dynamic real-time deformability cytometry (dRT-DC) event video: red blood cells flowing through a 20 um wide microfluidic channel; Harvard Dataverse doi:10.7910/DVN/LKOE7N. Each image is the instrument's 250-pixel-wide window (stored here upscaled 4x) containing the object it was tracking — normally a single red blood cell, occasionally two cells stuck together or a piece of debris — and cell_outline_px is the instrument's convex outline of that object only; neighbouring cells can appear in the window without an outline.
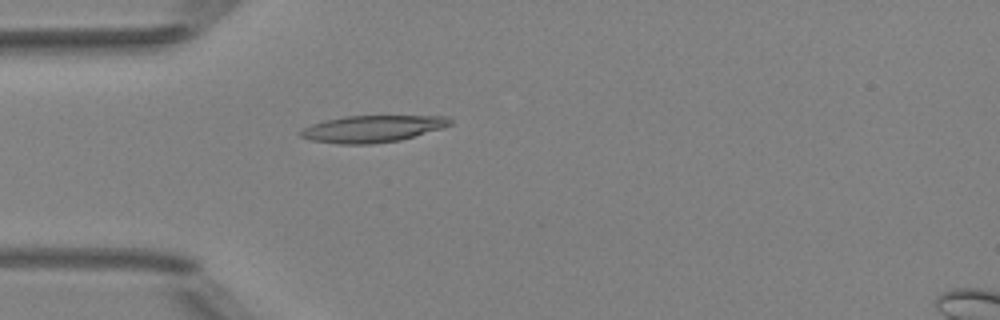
{"species": "Egyptian fruit bat (a non-hibernating species)", "species_latin": "Rousettus aegyptiacus", "temperature_condition": "room temperature", "stored_images_in_passage": 2, "camera_frame_rate_fps": 3000, "um_per_image_px": 0.085, "animal": {"sex": "female"}, "frame": {"image": 1, "passage_image": 2, "time_ms": 1.333, "image_size_px": [1000, 320], "cell_outline_px": [[452, 124], [444, 128], [400, 140], [372, 144], [340, 144], [312, 140], [300, 136], [296, 132], [312, 124], [324, 120], [344, 116], [448, 116], [452, 120]], "centroid_in_image_um": [31.66, 10.94], "position_along_channel_um": 53.3, "area_um2": 23.47}}